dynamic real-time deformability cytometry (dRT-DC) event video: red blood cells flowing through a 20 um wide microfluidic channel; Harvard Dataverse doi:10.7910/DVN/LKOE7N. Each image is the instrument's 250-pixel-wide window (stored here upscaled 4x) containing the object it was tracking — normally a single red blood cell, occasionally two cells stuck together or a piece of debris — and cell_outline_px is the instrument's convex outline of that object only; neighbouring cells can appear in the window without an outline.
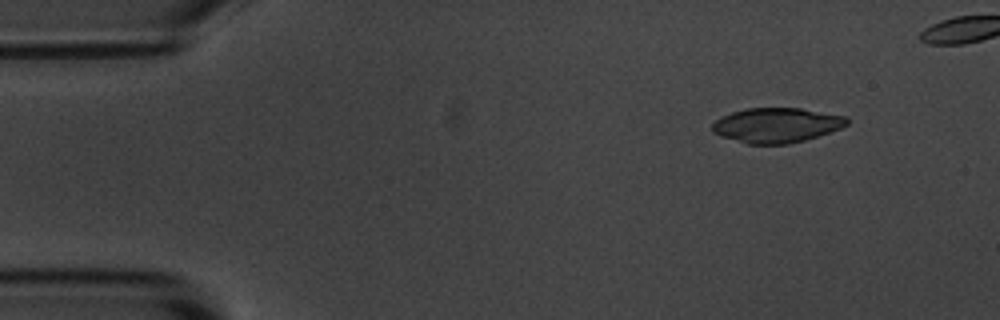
{"species": "common noctule bat (a hibernating species)", "species_latin": "Nyctalus noctula", "temperature_condition": "room temperature", "stored_images_in_passage": 7, "camera_frame_rate_fps": 3000, "um_per_image_px": 0.085, "animal": {"sex": "male", "body_mass_g": 20.1, "forearm_length_mm": 53.5}, "frame": {"image": 1, "passage_image": 2, "time_ms": 1.333, "image_size_px": [1000, 320], "cell_outline_px": [[848, 124], [840, 128], [804, 140], [788, 144], [748, 144], [720, 136], [712, 132], [712, 124], [716, 120], [732, 112], [748, 108], [800, 108], [848, 116]], "centroid_in_image_um": [66.01, 10.64], "position_along_channel_um": 19.0, "area_um2": 27.17}}